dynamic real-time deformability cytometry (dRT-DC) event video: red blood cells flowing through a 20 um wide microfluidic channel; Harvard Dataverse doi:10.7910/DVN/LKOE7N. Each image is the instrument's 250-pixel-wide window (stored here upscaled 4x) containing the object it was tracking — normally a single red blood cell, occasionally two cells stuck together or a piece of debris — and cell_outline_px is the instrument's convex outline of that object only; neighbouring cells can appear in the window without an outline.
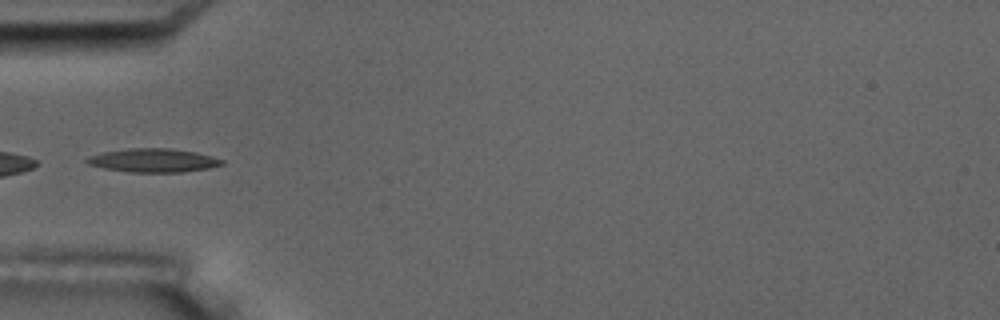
{"species": "common noctule bat (a hibernating species)", "species_latin": "Nyctalus noctula", "temperature_condition": "room temperature", "stored_images_in_passage": 5, "camera_frame_rate_fps": 3000, "um_per_image_px": 0.085, "animal": {"sex": "male", "body_mass_g": 17.5, "forearm_length_mm": 52.3}, "frame": {"image": 1, "passage_image": 5, "time_ms": 4.667, "image_size_px": [1000, 320], "cell_outline_px": [[224, 164], [208, 168], [184, 172], [128, 172], [104, 168], [88, 164], [84, 160], [88, 156], [104, 152], [132, 148], [168, 148], [196, 152], [212, 156], [224, 160]], "centroid_in_image_um": [13.04, 13.63], "position_along_channel_um": 72.0, "area_um2": 18.55}}